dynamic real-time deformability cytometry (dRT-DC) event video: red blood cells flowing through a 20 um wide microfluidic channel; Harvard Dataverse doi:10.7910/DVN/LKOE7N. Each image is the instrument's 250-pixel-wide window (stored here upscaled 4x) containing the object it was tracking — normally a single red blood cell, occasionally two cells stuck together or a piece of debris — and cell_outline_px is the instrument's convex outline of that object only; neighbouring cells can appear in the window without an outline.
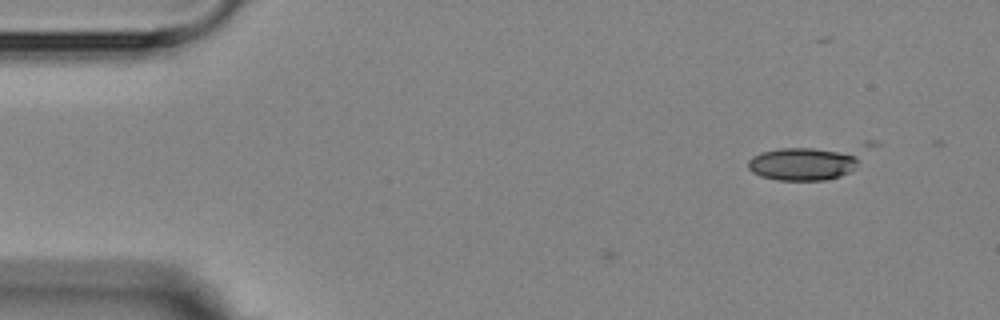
{"species": "Egyptian fruit bat (a non-hibernating species)", "species_latin": "Rousettus aegyptiacus", "temperature_condition": "room temperature", "stored_images_in_passage": 3, "camera_frame_rate_fps": 3000, "um_per_image_px": 0.085, "animal": {"sex": "female"}, "frame": {"image": 1, "passage_image": 3, "time_ms": 2.333, "image_size_px": [1000, 320], "cell_outline_px": [[880, 144], [852, 172], [840, 176], [824, 180], [776, 180], [760, 176], [752, 172], [748, 168], [748, 160], [752, 156], [764, 152], [780, 148], [868, 140], [880, 140]], "centroid_in_image_um": [69.02, 13.67], "position_along_channel_um": 16.0, "area_um2": 26.65}}